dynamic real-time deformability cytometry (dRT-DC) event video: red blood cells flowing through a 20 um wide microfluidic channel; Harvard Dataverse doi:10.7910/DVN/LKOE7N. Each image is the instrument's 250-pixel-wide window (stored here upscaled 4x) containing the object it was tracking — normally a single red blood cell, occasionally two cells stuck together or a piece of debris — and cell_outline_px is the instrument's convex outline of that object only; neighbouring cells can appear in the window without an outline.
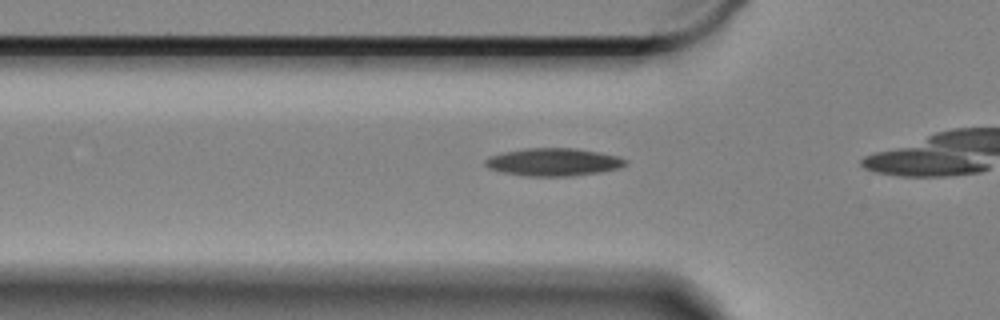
{"species": "Egyptian fruit bat (a non-hibernating species)", "species_latin": "Rousettus aegyptiacus", "temperature_condition": "cold", "stored_images_in_passage": 24, "camera_frame_rate_fps": 3000, "um_per_image_px": 0.085, "animal": {"sex": "female"}, "frame": {"image": 1, "passage_image": 14, "time_ms": 4.333, "image_size_px": [1000, 320], "cell_outline_px": [[628, 160], [620, 168], [572, 176], [528, 176], [504, 172], [488, 168], [484, 164], [484, 160], [492, 156], [504, 152], [528, 148], [576, 148], [616, 156]], "centroid_in_image_um": [47.02, 13.77], "position_along_channel_um": 78.8, "area_um2": 22.25}}
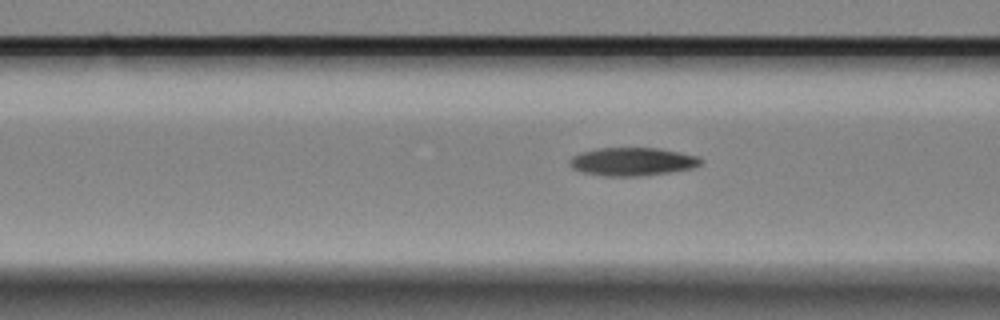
{"frame": {"image": 2, "passage_image": 17, "time_ms": 5.333, "image_size_px": [1000, 320], "cell_outline_px": [[704, 160], [700, 164], [692, 168], [668, 172], [640, 176], [604, 176], [584, 172], [572, 168], [568, 164], [568, 160], [572, 156], [584, 152], [600, 148], [660, 148], [700, 156]], "centroid_in_image_um": [53.77, 13.73], "position_along_channel_um": 112.8, "area_um2": 21.5}}
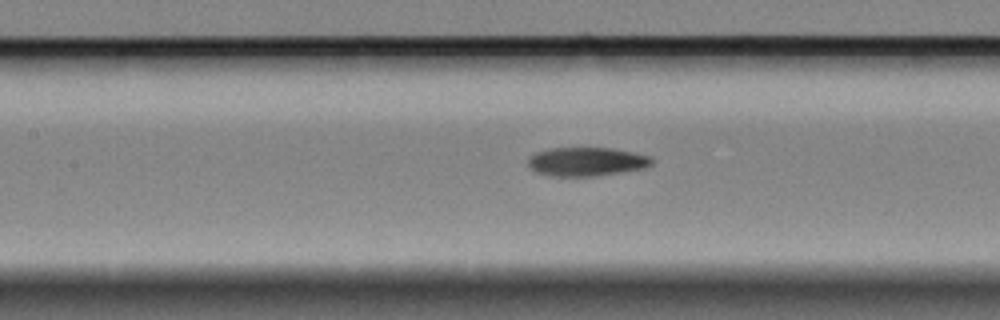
{"frame": {"image": 3, "passage_image": 21, "time_ms": 6.667, "image_size_px": [1000, 320], "cell_outline_px": [[652, 164], [644, 168], [596, 176], [552, 176], [536, 172], [528, 168], [528, 160], [536, 152], [552, 148], [612, 148], [652, 156]], "centroid_in_image_um": [49.85, 13.74], "position_along_channel_um": 157.5, "area_um2": 20.69}}